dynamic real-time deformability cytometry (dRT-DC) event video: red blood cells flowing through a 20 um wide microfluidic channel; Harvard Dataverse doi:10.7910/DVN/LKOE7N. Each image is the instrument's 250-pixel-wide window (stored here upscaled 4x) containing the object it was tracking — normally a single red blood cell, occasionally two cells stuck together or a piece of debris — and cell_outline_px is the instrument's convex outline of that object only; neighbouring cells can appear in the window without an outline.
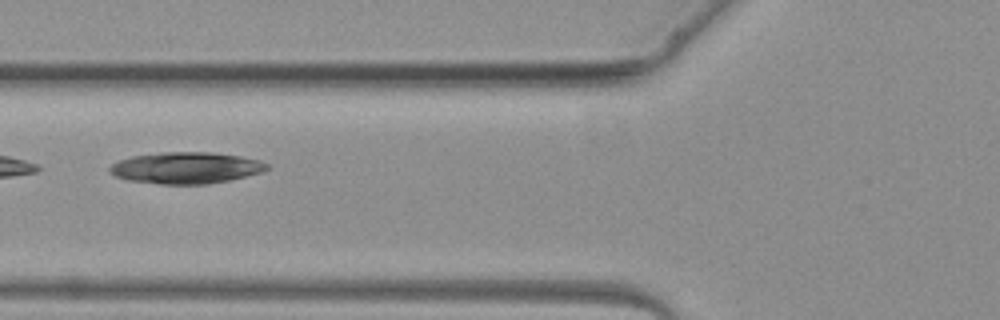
{"species": "common noctule bat (a hibernating species)", "species_latin": "Nyctalus noctula", "temperature_condition": "warm", "stored_images_in_passage": 6, "camera_frame_rate_fps": 3000, "um_per_image_px": 0.085, "animal": {"sex": "female", "body_mass_g": 19.3, "forearm_length_mm": 54.1}, "frame": {"image": 1, "passage_image": 6, "time_ms": 6.0, "image_size_px": [1000, 320], "cell_outline_px": [[268, 168], [264, 172], [228, 180], [208, 184], [160, 184], [128, 180], [116, 176], [108, 172], [108, 168], [112, 164], [120, 160], [132, 156], [160, 152], [212, 152], [240, 156], [260, 160], [268, 164]], "centroid_in_image_um": [15.81, 14.26], "position_along_channel_um": 110.0, "area_um2": 28.9}}